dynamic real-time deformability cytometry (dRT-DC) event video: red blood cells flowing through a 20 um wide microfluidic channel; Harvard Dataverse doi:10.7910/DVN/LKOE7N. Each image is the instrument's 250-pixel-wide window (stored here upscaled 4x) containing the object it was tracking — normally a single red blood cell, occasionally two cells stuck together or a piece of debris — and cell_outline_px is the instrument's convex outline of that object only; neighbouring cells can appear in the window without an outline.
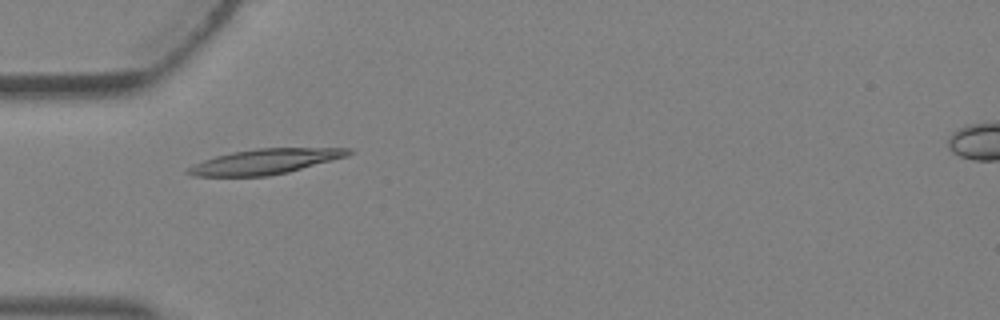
{"species": "Egyptian fruit bat (a non-hibernating species)", "species_latin": "Rousettus aegyptiacus", "temperature_condition": "warm", "stored_images_in_passage": 4, "camera_frame_rate_fps": 3000, "um_per_image_px": 0.085, "animal": {"sex": "female"}, "frame": {"image": 1, "passage_image": 3, "time_ms": 0.667, "image_size_px": [1000, 320], "cell_outline_px": [[352, 152], [348, 156], [288, 172], [268, 176], [196, 176], [184, 172], [188, 168], [204, 160], [216, 156], [232, 152], [256, 148], [352, 148]], "centroid_in_image_um": [22.57, 13.72], "position_along_channel_um": 62.4, "area_um2": 23.29}}
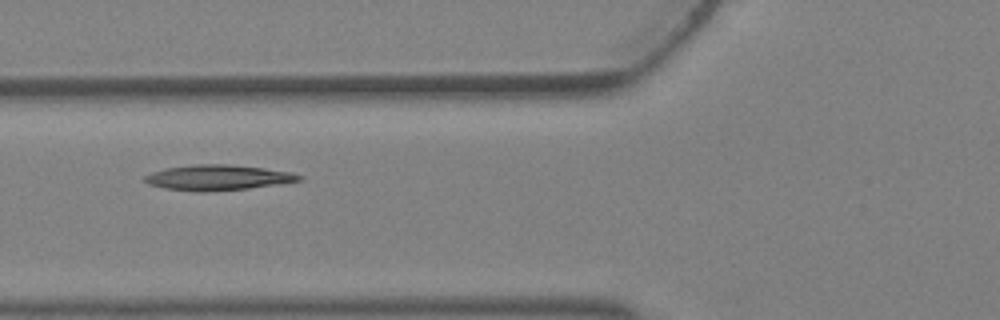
{"frame": {"image": 2, "passage_image": 4, "time_ms": 1.0, "image_size_px": [1000, 320], "cell_outline_px": [[304, 176], [300, 180], [276, 184], [248, 188], [200, 192], [164, 188], [148, 184], [144, 180], [144, 176], [152, 172], [164, 168], [196, 164], [232, 164], [264, 168], [292, 172]], "centroid_in_image_um": [18.49, 15.08], "position_along_channel_um": 107.3, "area_um2": 22.72}}